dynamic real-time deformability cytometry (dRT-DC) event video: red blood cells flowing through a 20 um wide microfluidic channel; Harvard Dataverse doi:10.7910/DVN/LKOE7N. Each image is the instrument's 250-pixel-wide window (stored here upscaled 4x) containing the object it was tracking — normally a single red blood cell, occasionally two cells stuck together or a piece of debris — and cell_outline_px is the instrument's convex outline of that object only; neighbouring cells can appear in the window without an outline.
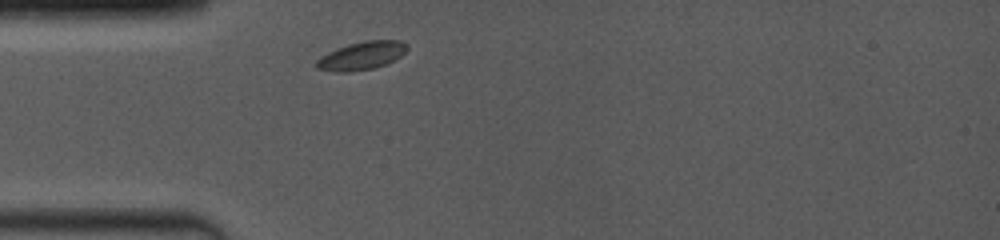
{"species": "common noctule bat (a hibernating species)", "species_latin": "Nyctalus noctula", "temperature_condition": "room temperature", "stored_images_in_passage": 22, "camera_frame_rate_fps": 4000, "um_per_image_px": 0.085, "animal": {"sex": "female", "body_mass_g": 19.0, "forearm_length_mm": 53.3}, "frame": {"image": 1, "passage_image": 1, "time_ms": 0.0, "image_size_px": [1000, 240], "cell_outline_px": [[408, 48], [400, 56], [376, 68], [348, 72], [336, 72], [316, 68], [316, 60], [320, 56], [336, 48], [348, 44], [364, 40], [400, 40], [408, 44]], "centroid_in_image_um": [30.72, 4.73], "position_along_channel_um": 54.3, "area_um2": 14.91}}
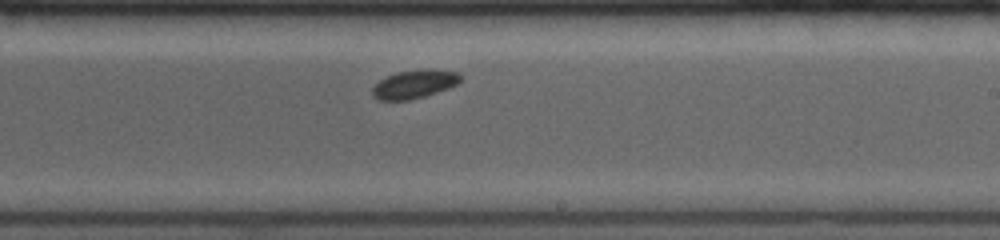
{"frame": {"image": 2, "passage_image": 13, "time_ms": 5.25, "image_size_px": [1000, 240], "cell_outline_px": [[464, 76], [456, 84], [448, 88], [424, 96], [408, 100], [376, 100], [372, 96], [372, 88], [380, 80], [396, 72], [420, 68], [432, 68], [460, 72]], "centroid_in_image_um": [35.25, 7.12], "position_along_channel_um": 253.8, "area_um2": 14.85}}
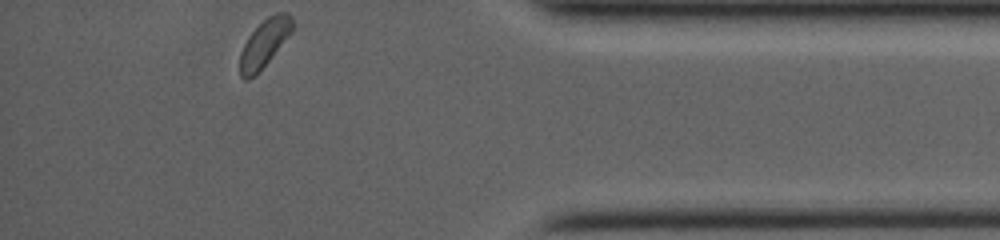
{"frame": {"image": 3, "passage_image": 22, "time_ms": 9.75, "image_size_px": [1000, 240], "cell_outline_px": [[292, 32], [268, 60], [248, 80], [244, 80], [240, 76], [240, 52], [248, 36], [268, 16], [276, 12], [288, 12], [292, 16]], "centroid_in_image_um": [22.47, 3.64], "position_along_channel_um": 412.7, "area_um2": 14.1}}